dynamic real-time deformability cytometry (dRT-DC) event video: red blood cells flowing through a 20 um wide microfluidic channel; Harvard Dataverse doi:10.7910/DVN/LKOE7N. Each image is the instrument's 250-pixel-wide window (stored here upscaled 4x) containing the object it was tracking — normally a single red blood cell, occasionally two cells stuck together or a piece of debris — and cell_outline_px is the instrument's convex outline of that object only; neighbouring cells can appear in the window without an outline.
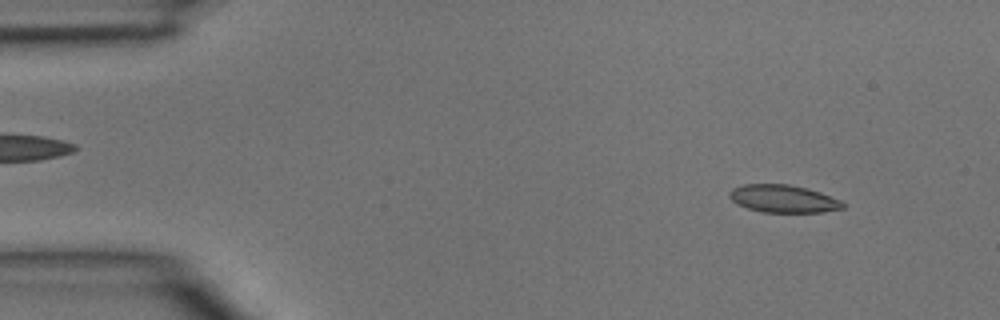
{"species": "common noctule bat (a hibernating species)", "species_latin": "Nyctalus noctula", "temperature_condition": "room temperature", "stored_images_in_passage": 42, "camera_frame_rate_fps": 3000, "um_per_image_px": 0.085, "animal": {"sex": "male", "body_mass_g": 15.6}, "frame": {"image": 1, "passage_image": 2, "time_ms": 0.333, "image_size_px": [1000, 320], "cell_outline_px": [[844, 208], [824, 212], [764, 212], [748, 208], [732, 200], [728, 196], [728, 192], [732, 188], [744, 184], [788, 184], [808, 188], [820, 192], [840, 200], [844, 204]], "centroid_in_image_um": [66.58, 16.88], "position_along_channel_um": 18.4, "area_um2": 18.21}}
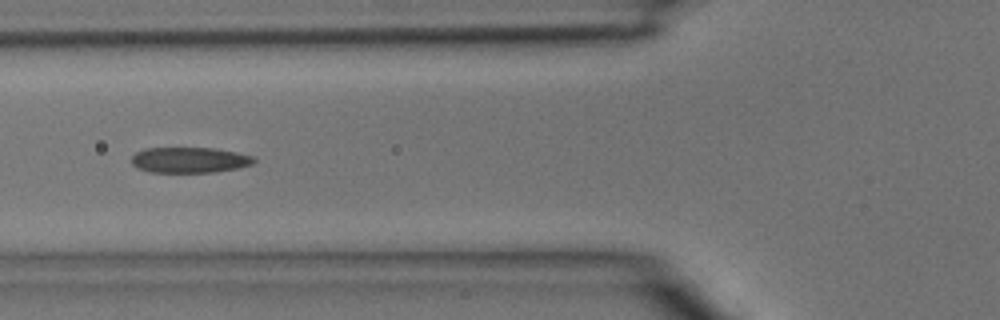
{"frame": {"image": 2, "passage_image": 14, "time_ms": 4.333, "image_size_px": [1000, 320], "cell_outline_px": [[256, 160], [252, 164], [240, 168], [216, 172], [148, 172], [136, 168], [132, 164], [132, 156], [136, 152], [144, 148], [212, 148], [236, 152], [256, 156]], "centroid_in_image_um": [16.13, 13.6], "position_along_channel_um": 109.7, "area_um2": 18.5}}
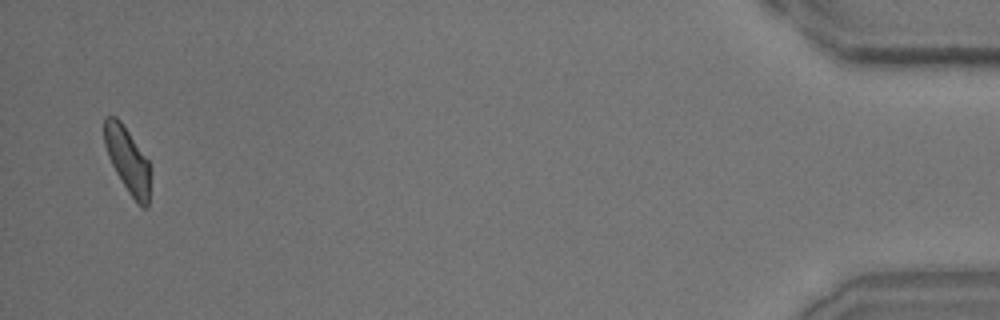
{"frame": {"image": 3, "passage_image": 41, "time_ms": 13.333, "image_size_px": [1000, 320], "cell_outline_px": [[148, 208], [140, 208], [128, 192], [116, 172], [108, 156], [104, 144], [104, 116], [116, 116], [120, 120], [148, 160]], "centroid_in_image_um": [10.8, 13.59], "position_along_channel_um": 424.4, "area_um2": 17.17}}